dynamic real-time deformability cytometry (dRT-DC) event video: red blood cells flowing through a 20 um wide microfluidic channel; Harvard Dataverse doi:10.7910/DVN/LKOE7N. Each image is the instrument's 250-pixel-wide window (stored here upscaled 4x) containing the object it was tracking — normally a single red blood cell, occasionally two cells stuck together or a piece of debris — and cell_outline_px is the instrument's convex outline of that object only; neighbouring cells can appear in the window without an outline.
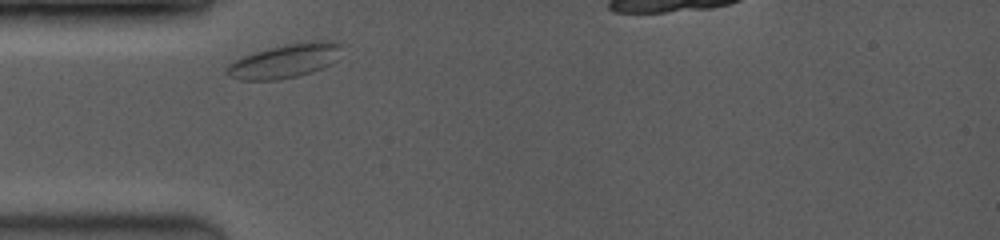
{"species": "common noctule bat (a hibernating species)", "species_latin": "Nyctalus noctula", "temperature_condition": "room temperature", "stored_images_in_passage": 6, "camera_frame_rate_fps": 3500, "um_per_image_px": 0.085, "animal": {"sex": "female", "body_mass_g": 19.0, "forearm_length_mm": 53.3}, "frame": {"image": 1, "passage_image": 1, "time_ms": 0.0, "image_size_px": [1000, 240], "cell_outline_px": [[340, 44], [336, 60], [332, 64], [324, 68], [312, 72], [296, 76], [276, 80], [240, 80], [228, 76], [224, 68], [228, 64], [244, 56], [268, 48], [284, 44], [308, 40], [340, 40]], "centroid_in_image_um": [24.23, 5.16], "position_along_channel_um": 60.8, "area_um2": 22.95}}
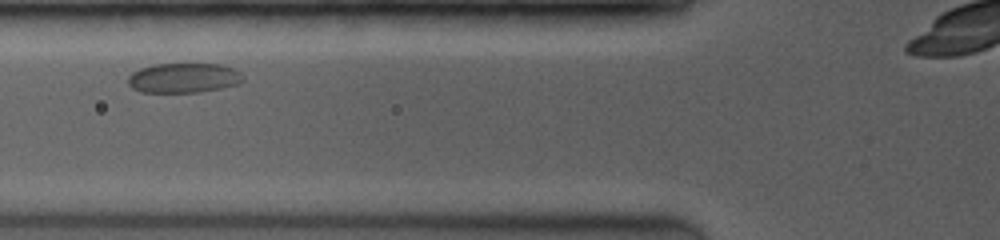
{"frame": {"image": 2, "passage_image": 5, "time_ms": 1.429, "image_size_px": [1000, 240], "cell_outline_px": [[244, 80], [236, 84], [220, 88], [196, 92], [140, 92], [132, 88], [128, 84], [128, 76], [132, 72], [140, 68], [156, 64], [220, 64], [236, 68], [244, 76]], "centroid_in_image_um": [15.61, 6.61], "position_along_channel_um": 110.2, "area_um2": 20.0}}
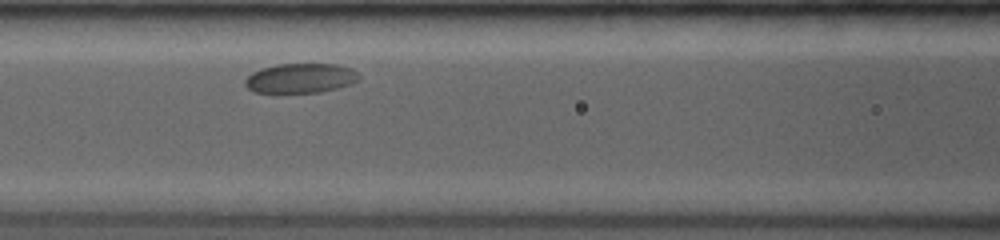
{"frame": {"image": 3, "passage_image": 6, "time_ms": 2.286, "image_size_px": [1000, 240], "cell_outline_px": [[360, 80], [352, 84], [320, 92], [252, 92], [244, 84], [244, 80], [252, 72], [260, 68], [276, 64], [336, 64], [352, 68], [360, 76]], "centroid_in_image_um": [25.55, 6.64], "position_along_channel_um": 141.1, "area_um2": 19.77}}